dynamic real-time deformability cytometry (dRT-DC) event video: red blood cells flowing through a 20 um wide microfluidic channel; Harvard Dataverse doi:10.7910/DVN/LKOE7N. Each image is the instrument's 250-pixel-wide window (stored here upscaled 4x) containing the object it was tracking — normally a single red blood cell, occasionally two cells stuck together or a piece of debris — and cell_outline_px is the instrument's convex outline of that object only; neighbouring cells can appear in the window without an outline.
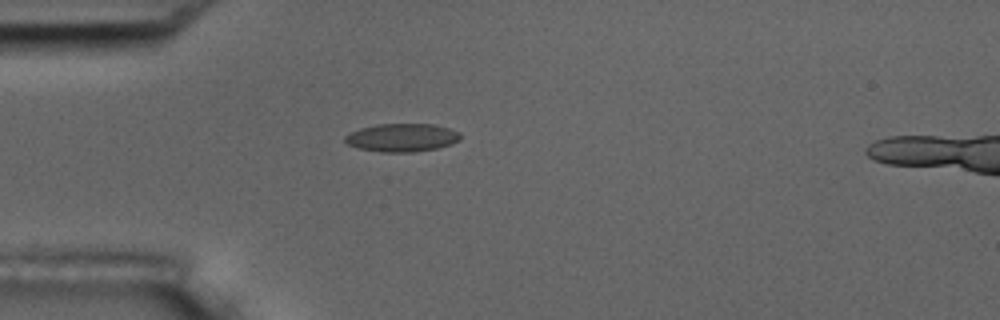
{"species": "common noctule bat (a hibernating species)", "species_latin": "Nyctalus noctula", "temperature_condition": "room temperature", "stored_images_in_passage": 2, "camera_frame_rate_fps": 3000, "um_per_image_px": 0.085, "animal": {"sex": "male", "body_mass_g": 17.5, "forearm_length_mm": 52.3}, "frame": {"image": 1, "passage_image": 1, "time_ms": 0.0, "image_size_px": [1000, 320], "cell_outline_px": [[460, 140], [452, 144], [436, 148], [412, 152], [380, 152], [356, 148], [348, 144], [344, 140], [344, 136], [360, 128], [376, 124], [432, 124], [448, 128], [460, 132]], "centroid_in_image_um": [34.15, 11.7], "position_along_channel_um": 50.8, "area_um2": 18.96}}